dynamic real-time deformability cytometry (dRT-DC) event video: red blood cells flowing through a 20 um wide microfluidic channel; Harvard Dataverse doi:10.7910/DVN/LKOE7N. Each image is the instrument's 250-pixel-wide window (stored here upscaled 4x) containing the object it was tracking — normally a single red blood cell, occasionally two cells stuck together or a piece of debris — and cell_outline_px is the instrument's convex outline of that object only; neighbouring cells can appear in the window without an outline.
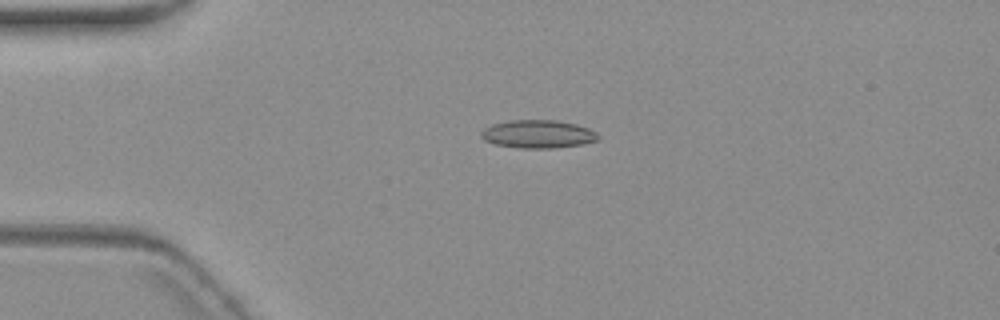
{"species": "common noctule bat (a hibernating species)", "species_latin": "Nyctalus noctula", "temperature_condition": "warm", "stored_images_in_passage": 5, "camera_frame_rate_fps": 3000, "um_per_image_px": 0.085, "animal": {"sex": "female", "body_mass_g": 19.3, "forearm_length_mm": 54.1}, "frame": {"image": 1, "passage_image": 4, "time_ms": 4.333, "image_size_px": [1000, 320], "cell_outline_px": [[600, 136], [596, 140], [580, 144], [556, 148], [520, 148], [496, 144], [484, 140], [480, 136], [480, 132], [484, 128], [492, 124], [508, 120], [556, 120], [576, 124], [588, 128], [596, 132]], "centroid_in_image_um": [45.7, 11.39], "position_along_channel_um": 39.3, "area_um2": 19.13}}